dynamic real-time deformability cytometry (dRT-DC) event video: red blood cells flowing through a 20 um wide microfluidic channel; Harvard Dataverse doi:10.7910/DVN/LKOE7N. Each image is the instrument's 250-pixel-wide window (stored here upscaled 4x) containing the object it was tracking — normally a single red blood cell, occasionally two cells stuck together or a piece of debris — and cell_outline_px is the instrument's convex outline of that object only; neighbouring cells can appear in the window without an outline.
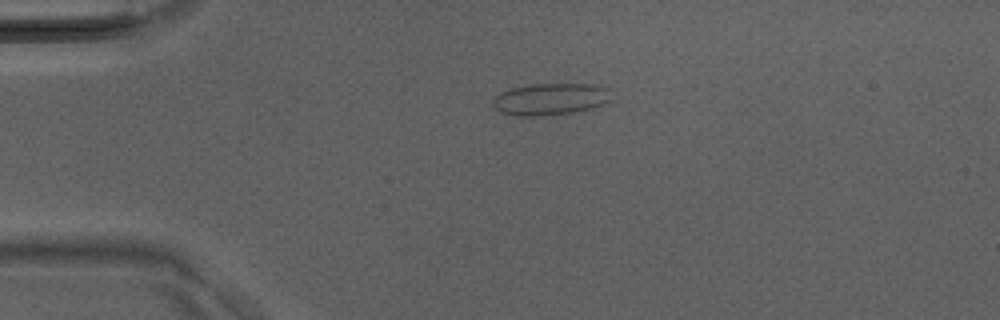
{"species": "Egyptian fruit bat (a non-hibernating species)", "species_latin": "Rousettus aegyptiacus", "temperature_condition": "room temperature", "stored_images_in_passage": 32, "camera_frame_rate_fps": 3000, "um_per_image_px": 0.085, "animal": {"sex": "male"}, "frame": {"image": 1, "passage_image": 1, "time_ms": 0.0, "image_size_px": [1000, 320], "cell_outline_px": [[612, 100], [604, 104], [576, 112], [544, 116], [516, 116], [500, 112], [492, 104], [492, 100], [500, 92], [512, 88], [528, 84], [588, 84], [612, 88]], "centroid_in_image_um": [46.82, 8.43], "position_along_channel_um": 38.2, "area_um2": 22.37}}
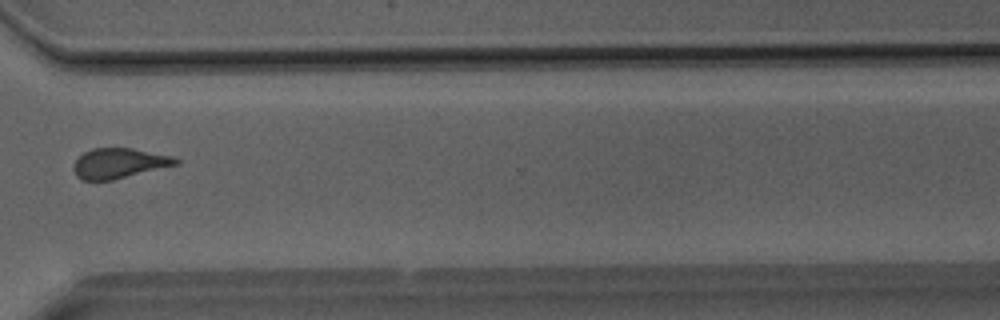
{"frame": {"image": 2, "passage_image": 22, "time_ms": 7.0, "image_size_px": [1000, 320], "cell_outline_px": [[180, 164], [112, 180], [80, 180], [76, 176], [72, 168], [76, 160], [84, 152], [92, 148], [132, 148], [172, 156], [180, 160]], "centroid_in_image_um": [10.12, 13.88], "position_along_channel_um": 360.5, "area_um2": 17.98}}
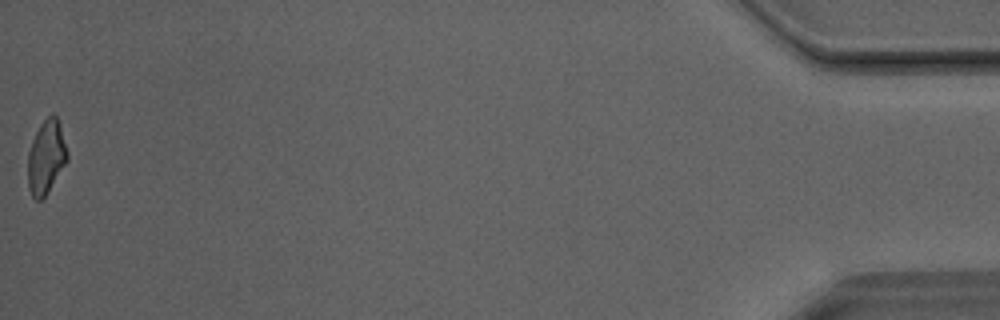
{"frame": {"image": 3, "passage_image": 32, "time_ms": 10.333, "image_size_px": [1000, 320], "cell_outline_px": [[68, 160], [44, 196], [40, 200], [36, 200], [32, 196], [28, 188], [28, 152], [32, 140], [40, 124], [52, 112], [56, 116], [68, 152]], "centroid_in_image_um": [3.91, 13.34], "position_along_channel_um": 431.3, "area_um2": 16.65}}